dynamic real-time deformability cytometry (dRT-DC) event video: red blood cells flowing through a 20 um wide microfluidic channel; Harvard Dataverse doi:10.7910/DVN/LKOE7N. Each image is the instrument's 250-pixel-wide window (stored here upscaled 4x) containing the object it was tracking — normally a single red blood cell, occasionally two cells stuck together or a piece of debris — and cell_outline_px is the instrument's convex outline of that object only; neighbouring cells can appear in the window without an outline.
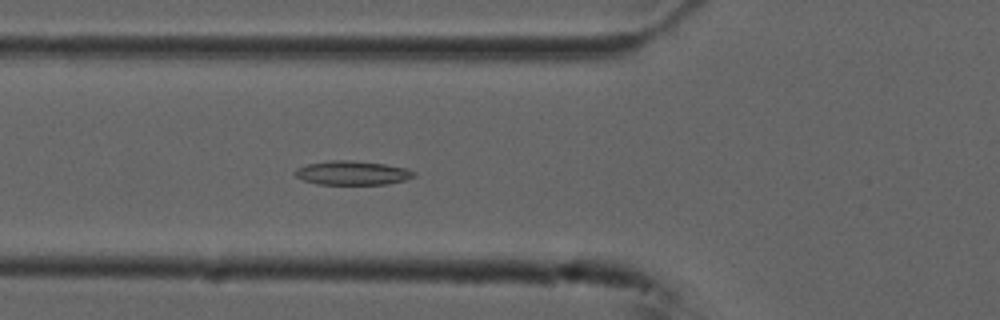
{"species": "common noctule bat (a hibernating species)", "species_latin": "Nyctalus noctula", "temperature_condition": "cold", "stored_images_in_passage": 54, "camera_frame_rate_fps": 3000, "um_per_image_px": 0.085, "animal": {"sex": "male", "forearm_length_mm": 52.5}, "frame": {"image": 1, "passage_image": 19, "time_ms": 6.0, "image_size_px": [1000, 320], "cell_outline_px": [[416, 176], [404, 180], [388, 184], [316, 184], [304, 180], [296, 176], [292, 172], [296, 168], [308, 164], [332, 160], [348, 160], [384, 164], [408, 168], [416, 172]], "centroid_in_image_um": [29.96, 14.7], "position_along_channel_um": 95.8, "area_um2": 16.65}}
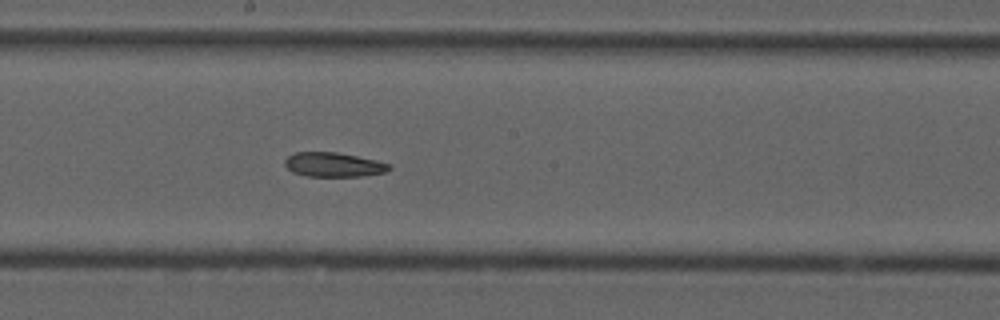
{"frame": {"image": 2, "passage_image": 29, "time_ms": 9.333, "image_size_px": [1000, 320], "cell_outline_px": [[392, 168], [384, 172], [360, 176], [308, 176], [292, 172], [284, 164], [284, 160], [288, 156], [296, 152], [336, 152], [376, 160], [392, 164]], "centroid_in_image_um": [28.35, 13.99], "position_along_channel_um": 219.8, "area_um2": 14.74}}
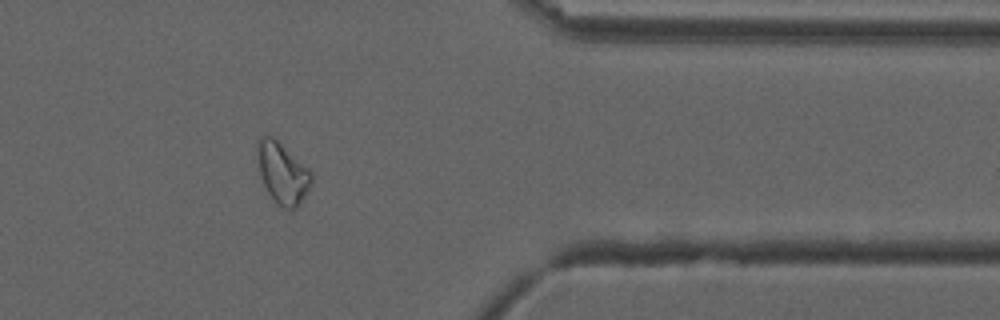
{"frame": {"image": 3, "passage_image": 44, "time_ms": 14.333, "image_size_px": [1000, 320], "cell_outline_px": [[312, 184], [300, 204], [292, 212], [276, 204], [268, 192], [260, 176], [256, 144], [260, 136], [272, 136], [308, 168], [312, 172]], "centroid_in_image_um": [24.02, 14.75], "position_along_channel_um": 387.4, "area_um2": 19.31}, "authors_computed_cell_mechanics": {"area_um2": 17.7446, "velocity_mm_per_s": 3.7166, "shape_relaxation_time_tau1_ms": null, "shape_relaxation_time_tau2_ms": 8.3125, "deformation_change_tau1": null, "deformation_change_tau2": 0.1499}}